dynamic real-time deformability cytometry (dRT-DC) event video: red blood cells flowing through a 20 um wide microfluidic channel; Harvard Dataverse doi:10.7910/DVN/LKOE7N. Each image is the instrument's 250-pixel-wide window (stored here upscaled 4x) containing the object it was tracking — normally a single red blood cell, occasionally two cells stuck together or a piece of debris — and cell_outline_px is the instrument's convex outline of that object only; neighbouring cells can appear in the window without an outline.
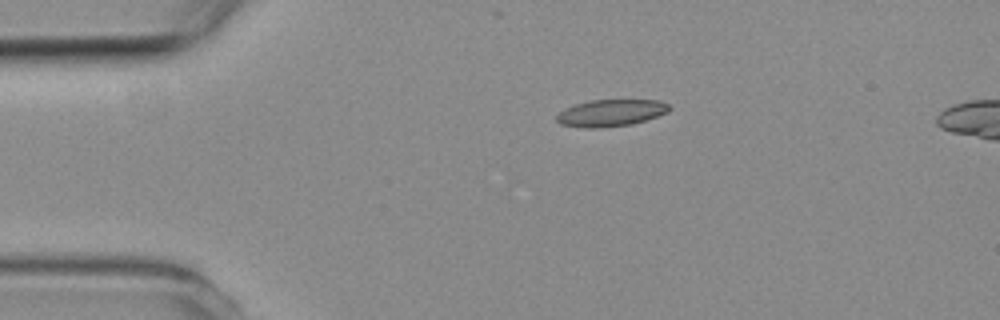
{"species": "common noctule bat (a hibernating species)", "species_latin": "Nyctalus noctula", "temperature_condition": "room temperature", "stored_images_in_passage": 2, "camera_frame_rate_fps": 3000, "um_per_image_px": 0.085, "animal": {"sex": "female", "body_mass_g": 19.3, "forearm_length_mm": 54.1}, "frame": {"image": 1, "passage_image": 1, "time_ms": 0.0, "image_size_px": [1000, 320], "cell_outline_px": [[672, 108], [668, 112], [632, 124], [596, 128], [584, 128], [560, 124], [556, 120], [556, 116], [564, 108], [588, 100], [660, 100], [668, 104]], "centroid_in_image_um": [51.91, 9.59], "position_along_channel_um": 33.1, "area_um2": 17.63}}